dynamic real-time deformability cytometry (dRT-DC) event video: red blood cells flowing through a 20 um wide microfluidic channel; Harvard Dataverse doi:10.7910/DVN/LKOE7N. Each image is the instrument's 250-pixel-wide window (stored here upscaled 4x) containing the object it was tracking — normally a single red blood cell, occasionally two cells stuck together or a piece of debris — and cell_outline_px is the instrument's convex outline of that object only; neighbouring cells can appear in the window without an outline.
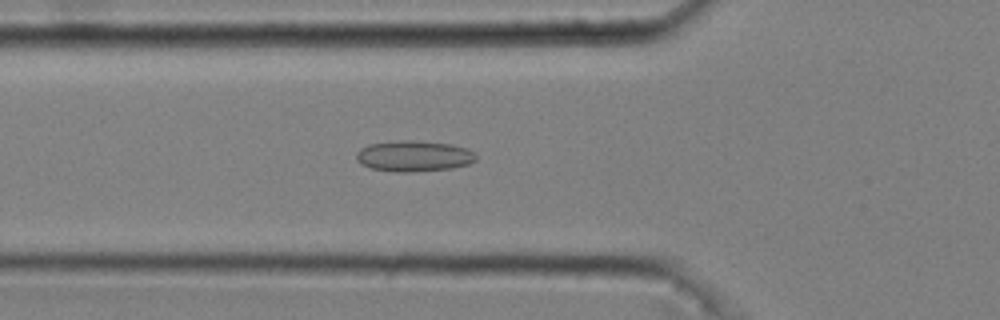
{"species": "common noctule bat (a hibernating species)", "species_latin": "Nyctalus noctula", "temperature_condition": "cold", "stored_images_in_passage": 51, "camera_frame_rate_fps": 3000, "um_per_image_px": 0.085, "animal": {"sex": "male", "body_mass_g": 20.4}, "frame": {"image": 1, "passage_image": 18, "time_ms": 5.667, "image_size_px": [1000, 320], "cell_outline_px": [[476, 160], [468, 164], [452, 168], [412, 172], [396, 172], [372, 168], [360, 164], [356, 160], [356, 152], [360, 148], [368, 144], [400, 140], [416, 140], [452, 144], [468, 148], [476, 156]], "centroid_in_image_um": [35.16, 13.26], "position_along_channel_um": 90.6, "area_um2": 21.73}}
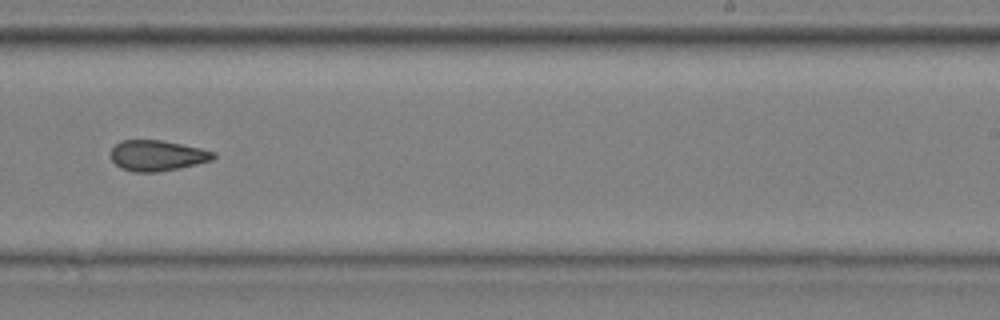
{"frame": {"image": 2, "passage_image": 33, "time_ms": 10.667, "image_size_px": [1000, 320], "cell_outline_px": [[216, 156], [212, 160], [180, 168], [156, 172], [132, 172], [120, 168], [112, 160], [112, 148], [120, 140], [164, 140], [200, 148], [216, 152]], "centroid_in_image_um": [13.37, 13.22], "position_along_channel_um": 275.6, "area_um2": 18.38}}
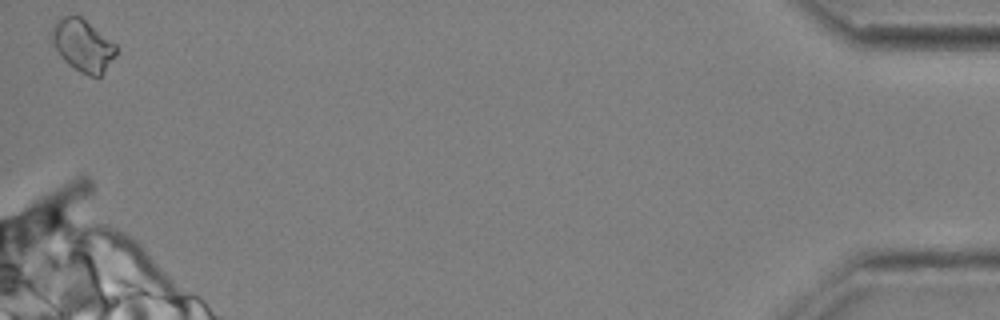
{"frame": {"image": 3, "passage_image": 51, "time_ms": 16.667, "image_size_px": [1000, 320], "cell_outline_px": [[116, 56], [104, 72], [100, 76], [88, 76], [80, 72], [68, 64], [48, 44], [48, 32], [52, 24], [60, 16], [80, 16], [116, 44]], "centroid_in_image_um": [6.94, 3.85], "position_along_channel_um": 428.3, "area_um2": 20.17}, "authors_computed_cell_mechanics": {"area_um2": 19.074, "velocity_mm_per_s": 3.7002, "shape_relaxation_time_tau1_ms": null, "shape_relaxation_time_tau2_ms": 2.9396, "deformation_change_tau1": null, "deformation_change_tau2": 0.1087}}